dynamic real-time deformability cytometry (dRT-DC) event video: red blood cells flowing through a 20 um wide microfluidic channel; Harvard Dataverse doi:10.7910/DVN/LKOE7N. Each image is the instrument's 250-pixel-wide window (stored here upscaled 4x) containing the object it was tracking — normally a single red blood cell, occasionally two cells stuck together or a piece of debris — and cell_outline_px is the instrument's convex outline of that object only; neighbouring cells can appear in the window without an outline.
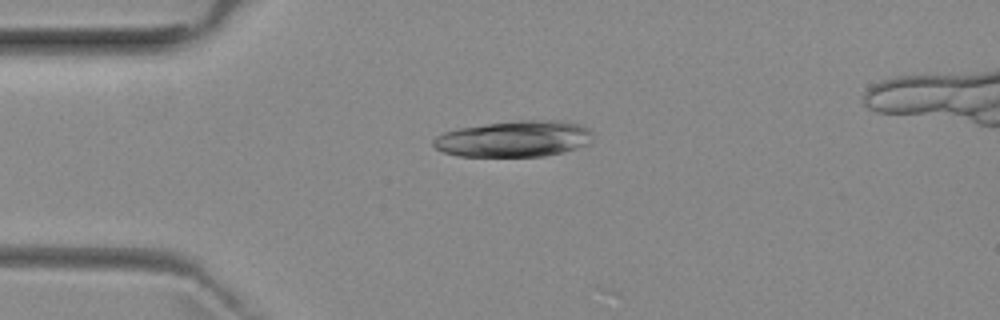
{"species": "common noctule bat (a hibernating species)", "species_latin": "Nyctalus noctula", "temperature_condition": "room temperature", "stored_images_in_passage": 34, "camera_frame_rate_fps": 3000, "um_per_image_px": 0.085, "animal": {"sex": "female", "body_mass_g": 29.2, "forearm_length_mm": 56.3}, "frame": {"image": 1, "passage_image": 12, "time_ms": 3.667, "image_size_px": [1000, 320], "cell_outline_px": [[592, 140], [588, 144], [576, 148], [544, 156], [456, 156], [444, 152], [436, 148], [432, 144], [432, 140], [436, 136], [444, 132], [460, 128], [516, 120], [560, 120], [580, 124], [588, 128], [592, 132]], "centroid_in_image_um": [43.71, 11.79], "position_along_channel_um": 41.3, "area_um2": 33.58}}